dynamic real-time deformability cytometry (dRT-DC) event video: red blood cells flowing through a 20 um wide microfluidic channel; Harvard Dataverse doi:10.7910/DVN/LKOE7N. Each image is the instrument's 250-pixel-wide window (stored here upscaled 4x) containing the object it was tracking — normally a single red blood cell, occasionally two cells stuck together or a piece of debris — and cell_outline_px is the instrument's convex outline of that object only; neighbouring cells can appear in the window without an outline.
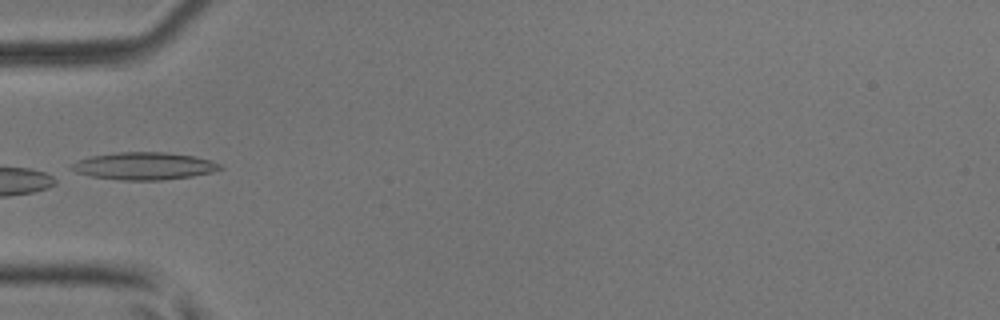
{"species": "common noctule bat (a hibernating species)", "species_latin": "Nyctalus noctula", "temperature_condition": "room temperature", "stored_images_in_passage": 5, "camera_frame_rate_fps": 3000, "um_per_image_px": 0.085, "animal": {"sex": "male", "body_mass_g": 17.9, "forearm_length_mm": 54.2}, "frame": {"image": 1, "passage_image": 4, "time_ms": 1.0, "image_size_px": [1000, 320], "cell_outline_px": [[224, 168], [212, 172], [192, 176], [164, 180], [120, 180], [92, 176], [76, 172], [68, 168], [76, 160], [92, 156], [120, 152], [164, 152], [196, 156], [220, 164]], "centroid_in_image_um": [12.24, 14.11], "position_along_channel_um": 72.8, "area_um2": 23.7}}
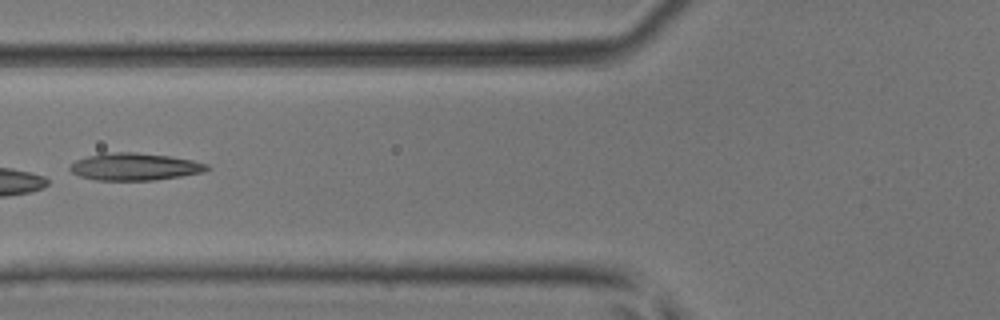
{"frame": {"image": 2, "passage_image": 5, "time_ms": 1.333, "image_size_px": [1000, 320], "cell_outline_px": [[212, 168], [204, 172], [180, 176], [152, 180], [96, 180], [80, 176], [72, 172], [68, 168], [76, 160], [88, 156], [104, 152], [136, 152], [168, 156], [192, 160], [208, 164]], "centroid_in_image_um": [11.46, 14.16], "position_along_channel_um": 114.3, "area_um2": 21.73}}